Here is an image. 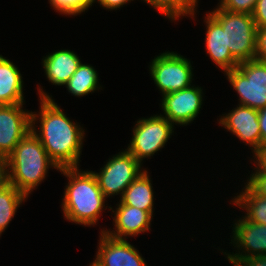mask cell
Instances as JSON below:
<instances>
[{
  "label": "cell",
  "mask_w": 266,
  "mask_h": 266,
  "mask_svg": "<svg viewBox=\"0 0 266 266\" xmlns=\"http://www.w3.org/2000/svg\"><path fill=\"white\" fill-rule=\"evenodd\" d=\"M38 89L40 112H31L32 132L59 169L79 167L85 131L77 122L69 120L49 94L41 87ZM37 120L41 125L39 131L35 127Z\"/></svg>",
  "instance_id": "1"
},
{
  "label": "cell",
  "mask_w": 266,
  "mask_h": 266,
  "mask_svg": "<svg viewBox=\"0 0 266 266\" xmlns=\"http://www.w3.org/2000/svg\"><path fill=\"white\" fill-rule=\"evenodd\" d=\"M78 168L59 170L69 178L61 204L64 218L80 225H95L105 207L106 197L99 188L93 171Z\"/></svg>",
  "instance_id": "2"
},
{
  "label": "cell",
  "mask_w": 266,
  "mask_h": 266,
  "mask_svg": "<svg viewBox=\"0 0 266 266\" xmlns=\"http://www.w3.org/2000/svg\"><path fill=\"white\" fill-rule=\"evenodd\" d=\"M6 166L7 182L27 197L45 179L50 167L60 170L32 130L6 157Z\"/></svg>",
  "instance_id": "3"
},
{
  "label": "cell",
  "mask_w": 266,
  "mask_h": 266,
  "mask_svg": "<svg viewBox=\"0 0 266 266\" xmlns=\"http://www.w3.org/2000/svg\"><path fill=\"white\" fill-rule=\"evenodd\" d=\"M225 31L226 49L240 63L254 60L256 53L257 27L253 16L247 13L230 12L216 8L209 12Z\"/></svg>",
  "instance_id": "4"
},
{
  "label": "cell",
  "mask_w": 266,
  "mask_h": 266,
  "mask_svg": "<svg viewBox=\"0 0 266 266\" xmlns=\"http://www.w3.org/2000/svg\"><path fill=\"white\" fill-rule=\"evenodd\" d=\"M225 74L239 95L240 105L256 110L266 107V62L256 59L240 62Z\"/></svg>",
  "instance_id": "5"
},
{
  "label": "cell",
  "mask_w": 266,
  "mask_h": 266,
  "mask_svg": "<svg viewBox=\"0 0 266 266\" xmlns=\"http://www.w3.org/2000/svg\"><path fill=\"white\" fill-rule=\"evenodd\" d=\"M173 125L161 114L139 119L127 150L142 165V160L153 156L168 142L174 132Z\"/></svg>",
  "instance_id": "6"
},
{
  "label": "cell",
  "mask_w": 266,
  "mask_h": 266,
  "mask_svg": "<svg viewBox=\"0 0 266 266\" xmlns=\"http://www.w3.org/2000/svg\"><path fill=\"white\" fill-rule=\"evenodd\" d=\"M149 69L162 96L190 87L193 80L191 62L175 52L158 55Z\"/></svg>",
  "instance_id": "7"
},
{
  "label": "cell",
  "mask_w": 266,
  "mask_h": 266,
  "mask_svg": "<svg viewBox=\"0 0 266 266\" xmlns=\"http://www.w3.org/2000/svg\"><path fill=\"white\" fill-rule=\"evenodd\" d=\"M141 164L127 150L119 152L110 158L99 173L93 172L103 195H121L125 189L143 172Z\"/></svg>",
  "instance_id": "8"
},
{
  "label": "cell",
  "mask_w": 266,
  "mask_h": 266,
  "mask_svg": "<svg viewBox=\"0 0 266 266\" xmlns=\"http://www.w3.org/2000/svg\"><path fill=\"white\" fill-rule=\"evenodd\" d=\"M23 105H0V154L4 157L31 131V112L23 110Z\"/></svg>",
  "instance_id": "9"
},
{
  "label": "cell",
  "mask_w": 266,
  "mask_h": 266,
  "mask_svg": "<svg viewBox=\"0 0 266 266\" xmlns=\"http://www.w3.org/2000/svg\"><path fill=\"white\" fill-rule=\"evenodd\" d=\"M203 89L190 86L186 89L165 94L162 97L161 108L167 118L175 125H188L197 116L202 106Z\"/></svg>",
  "instance_id": "10"
},
{
  "label": "cell",
  "mask_w": 266,
  "mask_h": 266,
  "mask_svg": "<svg viewBox=\"0 0 266 266\" xmlns=\"http://www.w3.org/2000/svg\"><path fill=\"white\" fill-rule=\"evenodd\" d=\"M219 124L249 145L253 154L261 147L258 110L238 104L228 114L220 117Z\"/></svg>",
  "instance_id": "11"
},
{
  "label": "cell",
  "mask_w": 266,
  "mask_h": 266,
  "mask_svg": "<svg viewBox=\"0 0 266 266\" xmlns=\"http://www.w3.org/2000/svg\"><path fill=\"white\" fill-rule=\"evenodd\" d=\"M96 259L97 266H147L138 250L126 239H118L100 233Z\"/></svg>",
  "instance_id": "12"
},
{
  "label": "cell",
  "mask_w": 266,
  "mask_h": 266,
  "mask_svg": "<svg viewBox=\"0 0 266 266\" xmlns=\"http://www.w3.org/2000/svg\"><path fill=\"white\" fill-rule=\"evenodd\" d=\"M239 219L233 225V239L238 250L236 254L224 252L227 259H245L256 255H266V225L250 222L246 218ZM243 253V254H242Z\"/></svg>",
  "instance_id": "13"
},
{
  "label": "cell",
  "mask_w": 266,
  "mask_h": 266,
  "mask_svg": "<svg viewBox=\"0 0 266 266\" xmlns=\"http://www.w3.org/2000/svg\"><path fill=\"white\" fill-rule=\"evenodd\" d=\"M118 204L116 210H112L115 212L113 220L115 228L112 231L104 229L102 232L114 238L125 239L127 236L135 237L150 230L152 216L147 211L121 202Z\"/></svg>",
  "instance_id": "14"
},
{
  "label": "cell",
  "mask_w": 266,
  "mask_h": 266,
  "mask_svg": "<svg viewBox=\"0 0 266 266\" xmlns=\"http://www.w3.org/2000/svg\"><path fill=\"white\" fill-rule=\"evenodd\" d=\"M204 22L207 27L206 53L222 71L235 69L239 62L231 55L230 49H226L225 31L221 24L210 13H207Z\"/></svg>",
  "instance_id": "15"
},
{
  "label": "cell",
  "mask_w": 266,
  "mask_h": 266,
  "mask_svg": "<svg viewBox=\"0 0 266 266\" xmlns=\"http://www.w3.org/2000/svg\"><path fill=\"white\" fill-rule=\"evenodd\" d=\"M45 75L54 85H65L75 73L81 60L74 51L59 50L42 59Z\"/></svg>",
  "instance_id": "16"
},
{
  "label": "cell",
  "mask_w": 266,
  "mask_h": 266,
  "mask_svg": "<svg viewBox=\"0 0 266 266\" xmlns=\"http://www.w3.org/2000/svg\"><path fill=\"white\" fill-rule=\"evenodd\" d=\"M18 68L0 55V105L24 103L23 80Z\"/></svg>",
  "instance_id": "17"
},
{
  "label": "cell",
  "mask_w": 266,
  "mask_h": 266,
  "mask_svg": "<svg viewBox=\"0 0 266 266\" xmlns=\"http://www.w3.org/2000/svg\"><path fill=\"white\" fill-rule=\"evenodd\" d=\"M148 172L143 171L124 191L120 201L124 205L147 211L153 217L154 192Z\"/></svg>",
  "instance_id": "18"
},
{
  "label": "cell",
  "mask_w": 266,
  "mask_h": 266,
  "mask_svg": "<svg viewBox=\"0 0 266 266\" xmlns=\"http://www.w3.org/2000/svg\"><path fill=\"white\" fill-rule=\"evenodd\" d=\"M243 190L232 199L233 205L244 208L247 212L244 218L250 222L266 225V197L256 194L247 184Z\"/></svg>",
  "instance_id": "19"
},
{
  "label": "cell",
  "mask_w": 266,
  "mask_h": 266,
  "mask_svg": "<svg viewBox=\"0 0 266 266\" xmlns=\"http://www.w3.org/2000/svg\"><path fill=\"white\" fill-rule=\"evenodd\" d=\"M27 196L10 183L0 187V237Z\"/></svg>",
  "instance_id": "20"
},
{
  "label": "cell",
  "mask_w": 266,
  "mask_h": 266,
  "mask_svg": "<svg viewBox=\"0 0 266 266\" xmlns=\"http://www.w3.org/2000/svg\"><path fill=\"white\" fill-rule=\"evenodd\" d=\"M98 84V73L94 67L81 62L65 86L74 96L83 97L100 89Z\"/></svg>",
  "instance_id": "21"
},
{
  "label": "cell",
  "mask_w": 266,
  "mask_h": 266,
  "mask_svg": "<svg viewBox=\"0 0 266 266\" xmlns=\"http://www.w3.org/2000/svg\"><path fill=\"white\" fill-rule=\"evenodd\" d=\"M197 2L198 0H162V15L171 21L178 20L180 16L194 17Z\"/></svg>",
  "instance_id": "22"
},
{
  "label": "cell",
  "mask_w": 266,
  "mask_h": 266,
  "mask_svg": "<svg viewBox=\"0 0 266 266\" xmlns=\"http://www.w3.org/2000/svg\"><path fill=\"white\" fill-rule=\"evenodd\" d=\"M95 0H49V3L57 12L65 15H77L88 10Z\"/></svg>",
  "instance_id": "23"
},
{
  "label": "cell",
  "mask_w": 266,
  "mask_h": 266,
  "mask_svg": "<svg viewBox=\"0 0 266 266\" xmlns=\"http://www.w3.org/2000/svg\"><path fill=\"white\" fill-rule=\"evenodd\" d=\"M257 0H220L217 6L220 9H225L230 12L253 13Z\"/></svg>",
  "instance_id": "24"
},
{
  "label": "cell",
  "mask_w": 266,
  "mask_h": 266,
  "mask_svg": "<svg viewBox=\"0 0 266 266\" xmlns=\"http://www.w3.org/2000/svg\"><path fill=\"white\" fill-rule=\"evenodd\" d=\"M247 185L261 197H266V173L253 172L250 178H248Z\"/></svg>",
  "instance_id": "25"
},
{
  "label": "cell",
  "mask_w": 266,
  "mask_h": 266,
  "mask_svg": "<svg viewBox=\"0 0 266 266\" xmlns=\"http://www.w3.org/2000/svg\"><path fill=\"white\" fill-rule=\"evenodd\" d=\"M255 59L266 62V28H257Z\"/></svg>",
  "instance_id": "26"
},
{
  "label": "cell",
  "mask_w": 266,
  "mask_h": 266,
  "mask_svg": "<svg viewBox=\"0 0 266 266\" xmlns=\"http://www.w3.org/2000/svg\"><path fill=\"white\" fill-rule=\"evenodd\" d=\"M252 16L257 28H266V0H257Z\"/></svg>",
  "instance_id": "27"
},
{
  "label": "cell",
  "mask_w": 266,
  "mask_h": 266,
  "mask_svg": "<svg viewBox=\"0 0 266 266\" xmlns=\"http://www.w3.org/2000/svg\"><path fill=\"white\" fill-rule=\"evenodd\" d=\"M234 266H266V255H256L245 259H228Z\"/></svg>",
  "instance_id": "28"
},
{
  "label": "cell",
  "mask_w": 266,
  "mask_h": 266,
  "mask_svg": "<svg viewBox=\"0 0 266 266\" xmlns=\"http://www.w3.org/2000/svg\"><path fill=\"white\" fill-rule=\"evenodd\" d=\"M254 159L256 161V171L266 173V146L260 147L255 153Z\"/></svg>",
  "instance_id": "29"
},
{
  "label": "cell",
  "mask_w": 266,
  "mask_h": 266,
  "mask_svg": "<svg viewBox=\"0 0 266 266\" xmlns=\"http://www.w3.org/2000/svg\"><path fill=\"white\" fill-rule=\"evenodd\" d=\"M258 122L261 133V147L266 146V107L258 110Z\"/></svg>",
  "instance_id": "30"
},
{
  "label": "cell",
  "mask_w": 266,
  "mask_h": 266,
  "mask_svg": "<svg viewBox=\"0 0 266 266\" xmlns=\"http://www.w3.org/2000/svg\"><path fill=\"white\" fill-rule=\"evenodd\" d=\"M103 8L114 10L119 9L123 5L127 4L131 0H97ZM96 2V0H95Z\"/></svg>",
  "instance_id": "31"
},
{
  "label": "cell",
  "mask_w": 266,
  "mask_h": 266,
  "mask_svg": "<svg viewBox=\"0 0 266 266\" xmlns=\"http://www.w3.org/2000/svg\"><path fill=\"white\" fill-rule=\"evenodd\" d=\"M7 183L6 157L0 154V187Z\"/></svg>",
  "instance_id": "32"
},
{
  "label": "cell",
  "mask_w": 266,
  "mask_h": 266,
  "mask_svg": "<svg viewBox=\"0 0 266 266\" xmlns=\"http://www.w3.org/2000/svg\"><path fill=\"white\" fill-rule=\"evenodd\" d=\"M145 3L149 4V6H152L156 8L160 14H162V0H143Z\"/></svg>",
  "instance_id": "33"
},
{
  "label": "cell",
  "mask_w": 266,
  "mask_h": 266,
  "mask_svg": "<svg viewBox=\"0 0 266 266\" xmlns=\"http://www.w3.org/2000/svg\"><path fill=\"white\" fill-rule=\"evenodd\" d=\"M89 266H97L94 262H92Z\"/></svg>",
  "instance_id": "34"
}]
</instances>
